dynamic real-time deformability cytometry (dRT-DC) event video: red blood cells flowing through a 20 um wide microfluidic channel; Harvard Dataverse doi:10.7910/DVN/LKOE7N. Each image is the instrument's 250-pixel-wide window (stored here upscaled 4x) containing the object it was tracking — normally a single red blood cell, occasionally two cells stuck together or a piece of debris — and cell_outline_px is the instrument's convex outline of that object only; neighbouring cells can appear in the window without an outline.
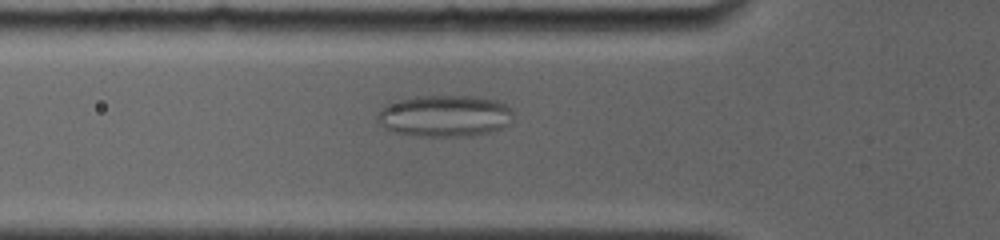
{"species": "common noctule bat (a hibernating species)", "species_latin": "Nyctalus noctula", "temperature_condition": "room temperature", "stored_images_in_passage": 51, "camera_frame_rate_fps": 4000, "um_per_image_px": 0.085, "animal": {"sex": "female", "body_mass_g": 19.0, "forearm_length_mm": 56.7}, "frame": {"image": 1, "passage_image": 18, "time_ms": 5.75, "image_size_px": [1000, 240], "cell_outline_px": [[512, 124], [504, 128], [492, 132], [468, 136], [416, 136], [396, 132], [384, 128], [376, 120], [376, 116], [388, 104], [400, 100], [416, 96], [476, 96], [500, 100], [512, 108]], "centroid_in_image_um": [37.88, 9.86], "position_along_channel_um": 87.9, "area_um2": 33.35}}
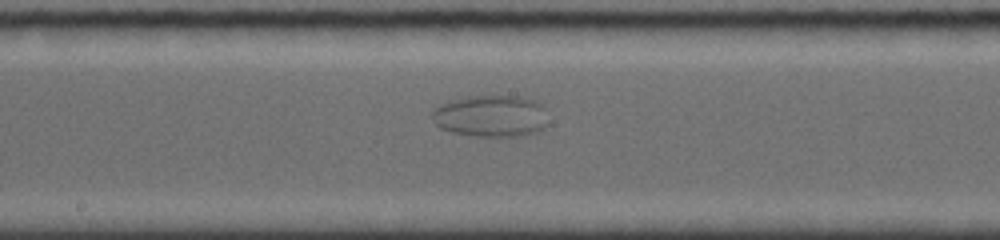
{"frame": {"image": 2, "passage_image": 28, "time_ms": 9.25, "image_size_px": [1000, 240], "cell_outline_px": [[548, 124], [540, 132], [520, 136], [480, 136], [452, 132], [440, 128], [432, 120], [432, 108], [452, 100], [468, 96], [520, 96], [536, 100], [544, 108]], "centroid_in_image_um": [41.75, 9.86], "position_along_channel_um": 206.4, "area_um2": 28.5}}
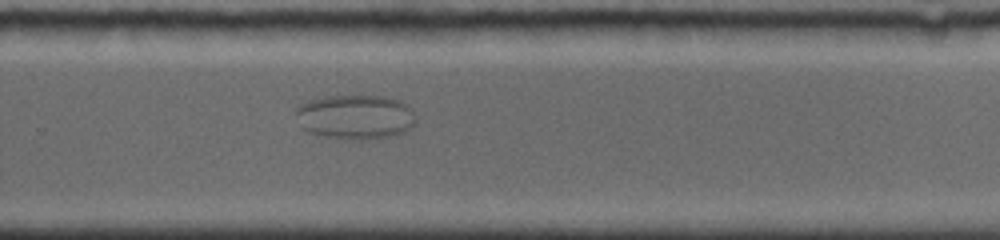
{"frame": {"image": 3, "passage_image": 36, "time_ms": 12.0, "image_size_px": [1000, 240], "cell_outline_px": [[416, 120], [412, 128], [404, 132], [392, 136], [364, 140], [348, 140], [324, 136], [308, 132], [304, 128], [296, 112], [296, 108], [300, 104], [324, 96], [384, 96], [400, 100], [408, 104], [412, 108]], "centroid_in_image_um": [30.27, 9.94], "position_along_channel_um": 299.5, "area_um2": 31.33}}